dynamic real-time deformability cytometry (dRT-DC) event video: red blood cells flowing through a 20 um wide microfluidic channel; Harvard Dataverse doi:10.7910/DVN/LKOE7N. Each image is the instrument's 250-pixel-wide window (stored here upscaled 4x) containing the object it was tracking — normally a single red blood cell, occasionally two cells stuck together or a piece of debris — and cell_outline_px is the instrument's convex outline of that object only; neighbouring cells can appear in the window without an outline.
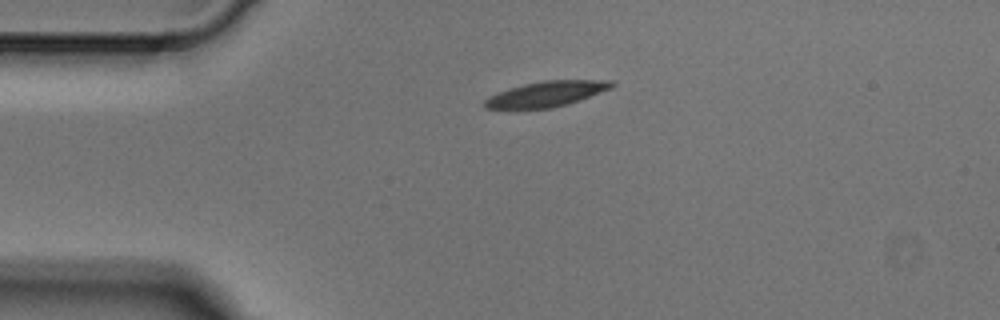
{"species": "Egyptian fruit bat (a non-hibernating species)", "species_latin": "Rousettus aegyptiacus", "temperature_condition": "cold", "stored_images_in_passage": 2, "camera_frame_rate_fps": 3000, "um_per_image_px": 0.085, "animal": {"sex": "male"}, "frame": {"image": 1, "passage_image": 1, "time_ms": 0.0, "image_size_px": [1000, 320], "cell_outline_px": [[616, 84], [612, 88], [568, 104], [552, 108], [484, 108], [484, 100], [488, 96], [524, 84], [544, 80], [612, 80]], "centroid_in_image_um": [46.49, 7.98], "position_along_channel_um": 38.5, "area_um2": 18.55}}